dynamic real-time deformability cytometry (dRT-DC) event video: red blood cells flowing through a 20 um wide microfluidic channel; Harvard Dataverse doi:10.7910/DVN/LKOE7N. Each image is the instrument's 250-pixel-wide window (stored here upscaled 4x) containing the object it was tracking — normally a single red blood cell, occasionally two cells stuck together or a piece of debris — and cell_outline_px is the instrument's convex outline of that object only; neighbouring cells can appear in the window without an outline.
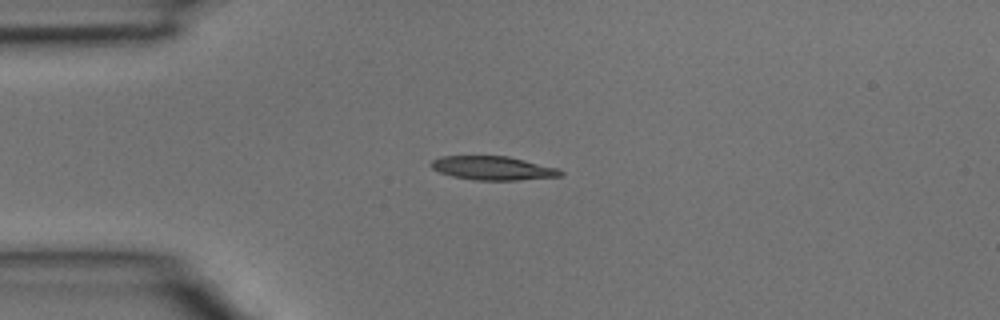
{"species": "common noctule bat (a hibernating species)", "species_latin": "Nyctalus noctula", "temperature_condition": "room temperature", "stored_images_in_passage": 2, "camera_frame_rate_fps": 3000, "um_per_image_px": 0.085, "animal": {"sex": "male", "body_mass_g": 15.6}, "frame": {"image": 1, "passage_image": 1, "time_ms": 0.0, "image_size_px": [1000, 320], "cell_outline_px": [[564, 176], [516, 180], [476, 180], [452, 176], [440, 172], [432, 168], [432, 160], [440, 156], [508, 156], [560, 168], [564, 172]], "centroid_in_image_um": [41.96, 14.29], "position_along_channel_um": 43.0, "area_um2": 17.98}}